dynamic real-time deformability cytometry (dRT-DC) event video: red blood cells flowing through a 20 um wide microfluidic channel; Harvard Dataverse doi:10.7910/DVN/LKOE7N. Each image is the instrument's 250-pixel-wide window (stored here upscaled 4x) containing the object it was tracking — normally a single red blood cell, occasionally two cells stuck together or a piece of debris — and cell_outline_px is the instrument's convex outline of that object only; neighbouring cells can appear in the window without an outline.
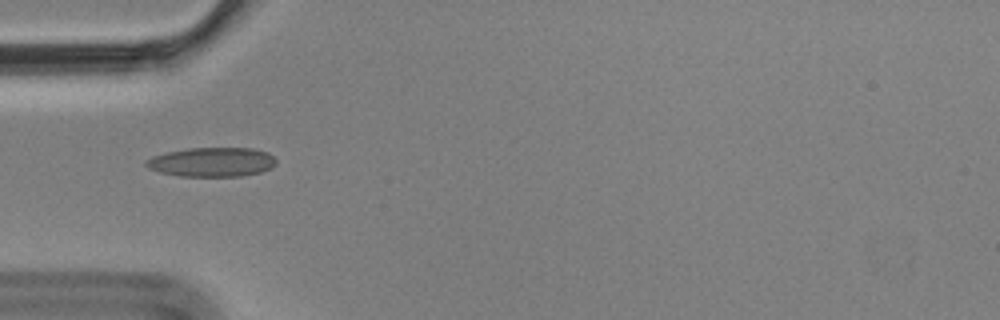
{"species": "Egyptian fruit bat (a non-hibernating species)", "species_latin": "Rousettus aegyptiacus", "temperature_condition": "cold", "stored_images_in_passage": 5, "camera_frame_rate_fps": 3000, "um_per_image_px": 0.085, "animal": {"sex": "male"}, "frame": {"image": 1, "passage_image": 1, "time_ms": 0.0, "image_size_px": [1000, 320], "cell_outline_px": [[276, 164], [272, 168], [260, 172], [240, 176], [180, 176], [160, 172], [148, 168], [144, 164], [144, 160], [152, 156], [168, 152], [188, 148], [252, 148], [268, 152], [276, 160]], "centroid_in_image_um": [18.0, 13.77], "position_along_channel_um": 67.0, "area_um2": 22.25}}
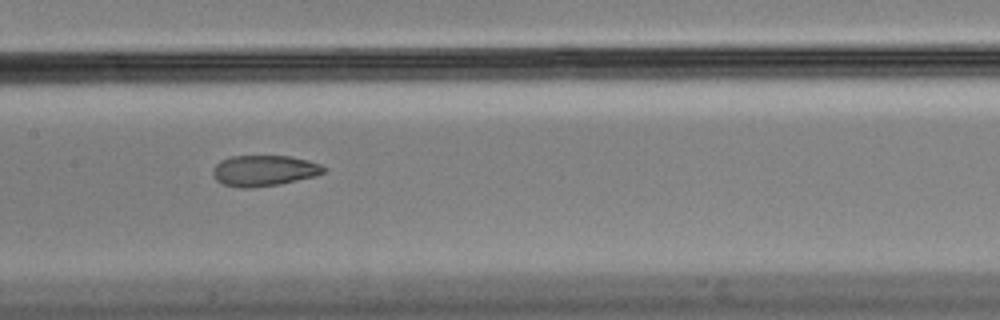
{"frame": {"image": 2, "passage_image": 4, "time_ms": 1.0, "image_size_px": [1000, 320], "cell_outline_px": [[324, 172], [316, 176], [280, 184], [252, 188], [240, 188], [224, 184], [216, 180], [212, 176], [212, 168], [220, 160], [232, 156], [292, 156], [308, 160], [320, 164], [324, 168]], "centroid_in_image_um": [22.41, 14.5], "position_along_channel_um": 185.0, "area_um2": 20.06}}
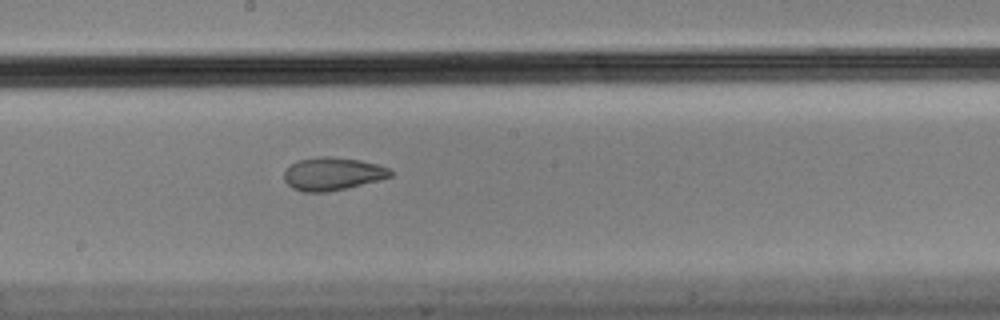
{"frame": {"image": 3, "passage_image": 5, "time_ms": 1.333, "image_size_px": [1000, 320], "cell_outline_px": [[392, 176], [328, 192], [304, 192], [292, 188], [284, 180], [284, 172], [296, 160], [316, 156], [328, 156], [360, 160], [376, 164], [388, 168], [392, 172]], "centroid_in_image_um": [28.21, 14.76], "position_along_channel_um": 220.0, "area_um2": 20.17}}